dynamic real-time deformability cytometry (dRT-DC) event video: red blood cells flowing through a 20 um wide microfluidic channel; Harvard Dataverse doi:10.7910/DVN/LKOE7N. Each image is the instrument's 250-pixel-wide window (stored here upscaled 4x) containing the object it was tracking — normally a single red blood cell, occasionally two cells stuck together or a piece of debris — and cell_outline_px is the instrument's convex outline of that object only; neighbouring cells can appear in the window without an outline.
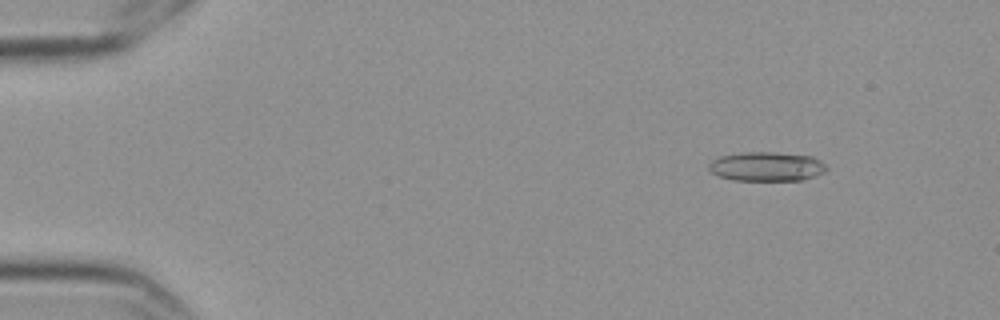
{"species": "Egyptian fruit bat (a non-hibernating species)", "species_latin": "Rousettus aegyptiacus", "temperature_condition": "cold", "stored_images_in_passage": 55, "camera_frame_rate_fps": 3000, "um_per_image_px": 0.085, "frame": {"image": 1, "passage_image": 4, "time_ms": 1.0, "image_size_px": [1000, 320], "cell_outline_px": [[828, 168], [824, 172], [816, 176], [800, 180], [732, 180], [720, 176], [712, 172], [708, 168], [708, 164], [712, 160], [720, 156], [744, 152], [776, 152], [812, 156], [820, 160]], "centroid_in_image_um": [65.17, 14.15], "position_along_channel_um": 19.8, "area_um2": 20.06}}
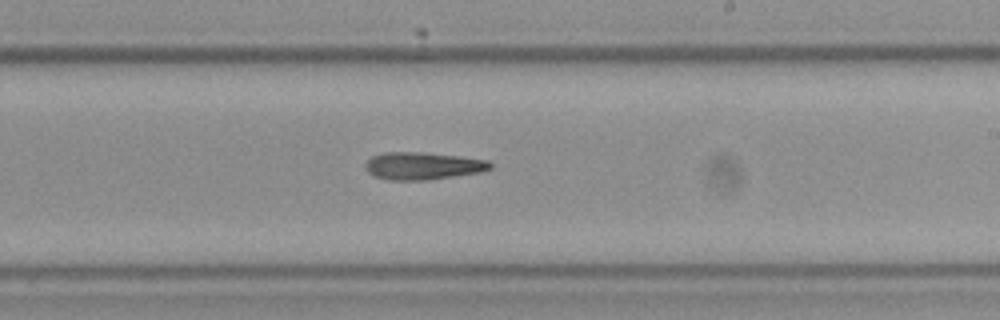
{"frame": {"image": 2, "passage_image": 32, "time_ms": 10.333, "image_size_px": [1000, 320], "cell_outline_px": [[492, 168], [480, 172], [428, 180], [388, 180], [376, 176], [368, 172], [364, 168], [364, 164], [372, 156], [384, 152], [420, 152], [460, 156], [488, 160], [492, 164]], "centroid_in_image_um": [35.93, 14.09], "position_along_channel_um": 253.1, "area_um2": 20.0}}
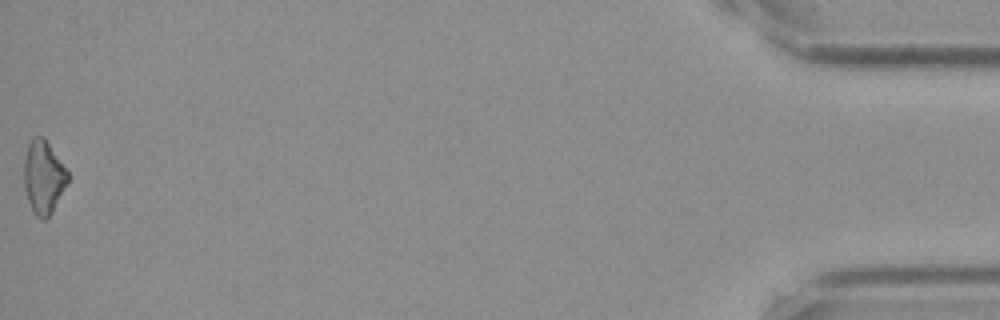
{"frame": {"image": 3, "passage_image": 55, "time_ms": 18.0, "image_size_px": [1000, 320], "cell_outline_px": [[68, 180], [52, 212], [44, 220], [40, 220], [36, 216], [28, 200], [24, 188], [24, 160], [28, 144], [32, 136], [44, 136], [68, 172]], "centroid_in_image_um": [3.68, 15.03], "position_along_channel_um": 431.5, "area_um2": 18.5}}